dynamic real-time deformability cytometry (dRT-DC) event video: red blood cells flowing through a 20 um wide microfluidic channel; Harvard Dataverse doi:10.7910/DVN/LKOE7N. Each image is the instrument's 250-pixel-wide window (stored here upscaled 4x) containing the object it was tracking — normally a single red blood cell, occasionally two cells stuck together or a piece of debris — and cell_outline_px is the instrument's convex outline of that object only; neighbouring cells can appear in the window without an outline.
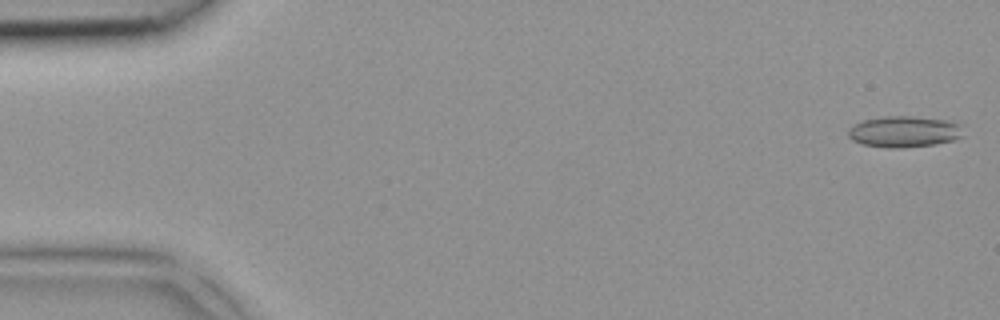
{"species": "common noctule bat (a hibernating species)", "species_latin": "Nyctalus noctula", "temperature_condition": "room temperature", "stored_images_in_passage": 5, "camera_frame_rate_fps": 3000, "um_per_image_px": 0.085, "animal": {"sex": "female", "body_mass_g": 18.4}, "frame": {"image": 1, "passage_image": 1, "time_ms": 0.0, "image_size_px": [1000, 320], "cell_outline_px": [[964, 136], [956, 140], [936, 144], [900, 148], [888, 148], [864, 144], [852, 140], [848, 136], [848, 128], [864, 120], [884, 116], [908, 116], [948, 120], [964, 124]], "centroid_in_image_um": [76.94, 11.19], "position_along_channel_um": 8.1, "area_um2": 21.21}}
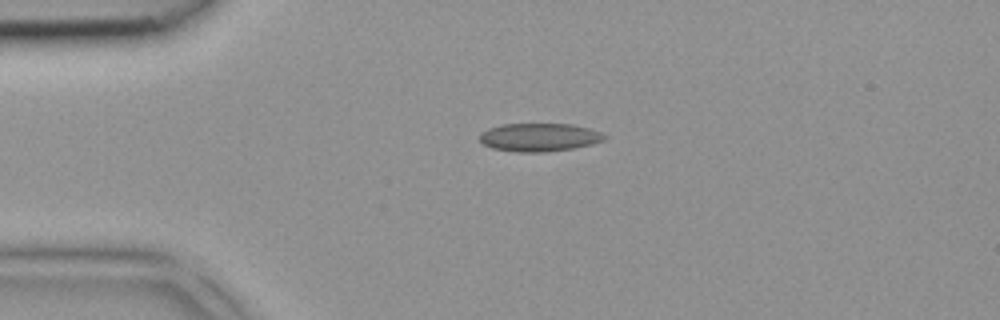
{"frame": {"image": 2, "passage_image": 3, "time_ms": 0.667, "image_size_px": [1000, 320], "cell_outline_px": [[608, 136], [604, 140], [592, 144], [576, 148], [548, 152], [516, 152], [492, 148], [484, 144], [480, 140], [480, 132], [488, 128], [500, 124], [572, 124], [588, 128], [600, 132]], "centroid_in_image_um": [45.84, 11.67], "position_along_channel_um": 39.2, "area_um2": 20.69}}